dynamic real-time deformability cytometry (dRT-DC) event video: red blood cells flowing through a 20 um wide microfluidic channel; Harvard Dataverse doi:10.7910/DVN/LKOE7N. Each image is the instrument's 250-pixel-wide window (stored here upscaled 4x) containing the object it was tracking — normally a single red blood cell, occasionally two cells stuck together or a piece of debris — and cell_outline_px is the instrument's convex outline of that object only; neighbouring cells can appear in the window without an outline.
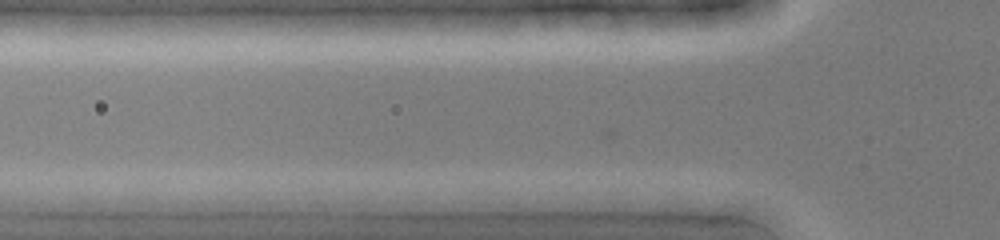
{"species": "common noctule bat (a hibernating species)", "species_latin": "Nyctalus noctula", "temperature_condition": "cold", "stored_images_in_passage": 2, "camera_frame_rate_fps": 3000, "um_per_image_px": 0.085, "animal": {"sex": "female", "body_mass_g": 19.0, "forearm_length_mm": 51.5}, "frame": {"image": 1, "passage_image": 2, "time_ms": 0.333, "image_size_px": [1000, 240], "cell_outline_px": [[588, 200], [568, 212], [460, 200], [480, 192], [552, 192]], "centroid_in_image_um": [44.99, 17.01], "position_along_channel_um": 80.8, "area_um2": 11.33}}